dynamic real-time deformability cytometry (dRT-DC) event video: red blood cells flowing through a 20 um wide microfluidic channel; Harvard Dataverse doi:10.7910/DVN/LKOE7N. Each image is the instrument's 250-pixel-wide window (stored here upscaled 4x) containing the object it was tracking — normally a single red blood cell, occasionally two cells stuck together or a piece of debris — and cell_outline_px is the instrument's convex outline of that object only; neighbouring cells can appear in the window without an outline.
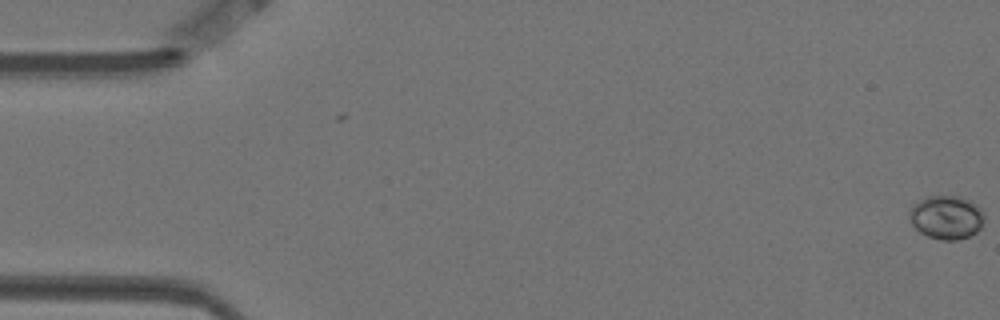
{"species": "Egyptian fruit bat (a non-hibernating species)", "species_latin": "Rousettus aegyptiacus", "temperature_condition": "warm", "stored_images_in_passage": 59, "camera_frame_rate_fps": 3000, "um_per_image_px": 0.085, "animal": {"sex": "female"}, "frame": {"image": 1, "passage_image": 1, "time_ms": 0.0, "image_size_px": [1000, 320], "cell_outline_px": [[984, 220], [980, 228], [976, 232], [960, 240], [940, 240], [928, 236], [920, 232], [908, 220], [908, 212], [912, 204], [916, 200], [928, 196], [956, 196], [968, 200], [976, 204], [984, 212]], "centroid_in_image_um": [80.41, 18.47], "position_along_channel_um": 4.6, "area_um2": 19.31}}
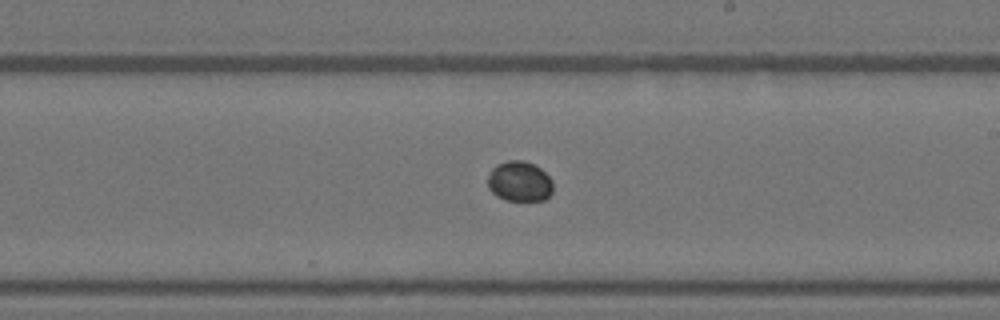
{"frame": {"image": 2, "passage_image": 34, "time_ms": 11.0, "image_size_px": [1000, 320], "cell_outline_px": [[552, 192], [544, 200], [504, 200], [496, 196], [488, 188], [488, 176], [492, 168], [496, 164], [508, 160], [524, 160], [540, 168], [552, 180]], "centroid_in_image_um": [44.13, 15.42], "position_along_channel_um": 244.9, "area_um2": 15.32}}
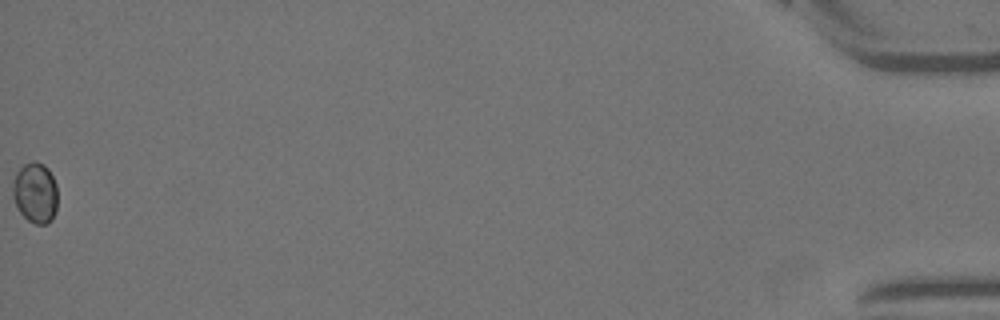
{"frame": {"image": 3, "passage_image": 59, "time_ms": 19.333, "image_size_px": [1000, 320], "cell_outline_px": [[56, 212], [52, 220], [48, 224], [36, 224], [28, 220], [20, 212], [12, 196], [12, 180], [16, 172], [24, 164], [32, 160], [36, 160], [44, 164], [48, 168], [56, 184]], "centroid_in_image_um": [2.98, 16.36], "position_along_channel_um": 432.2, "area_um2": 16.07}}